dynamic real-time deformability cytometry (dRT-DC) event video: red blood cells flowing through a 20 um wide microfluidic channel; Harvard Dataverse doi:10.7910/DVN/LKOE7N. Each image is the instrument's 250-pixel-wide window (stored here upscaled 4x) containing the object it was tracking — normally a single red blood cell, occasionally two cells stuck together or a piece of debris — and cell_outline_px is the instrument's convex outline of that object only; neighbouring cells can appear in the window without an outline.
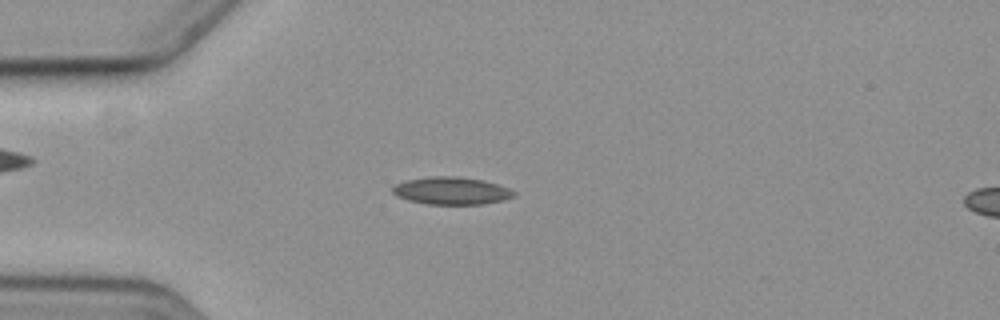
{"species": "common noctule bat (a hibernating species)", "species_latin": "Nyctalus noctula", "temperature_condition": "cold", "stored_images_in_passage": 7, "camera_frame_rate_fps": 3000, "um_per_image_px": 0.085, "animal": {"sex": "female", "body_mass_g": 19.3, "forearm_length_mm": 54.1}, "frame": {"image": 1, "passage_image": 3, "time_ms": 3.333, "image_size_px": [1000, 320], "cell_outline_px": [[516, 196], [504, 200], [484, 204], [428, 204], [408, 200], [396, 196], [392, 192], [392, 188], [396, 184], [408, 180], [428, 176], [456, 176], [480, 180], [496, 184], [508, 188], [516, 192]], "centroid_in_image_um": [38.37, 16.22], "position_along_channel_um": 46.6, "area_um2": 19.36}}
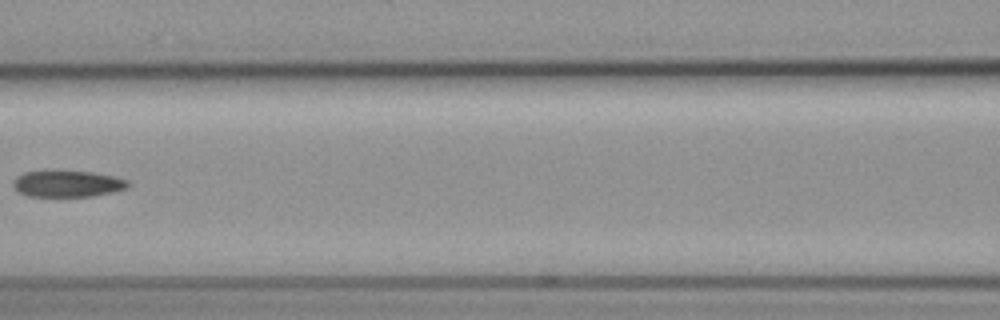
{"frame": {"image": 2, "passage_image": 6, "time_ms": 7.0, "image_size_px": [1000, 320], "cell_outline_px": [[132, 184], [128, 188], [112, 192], [92, 196], [28, 196], [12, 188], [12, 180], [16, 176], [24, 172], [44, 168], [48, 168], [92, 172], [112, 176], [128, 180]], "centroid_in_image_um": [5.67, 15.57], "position_along_channel_um": 160.9, "area_um2": 18.55}}
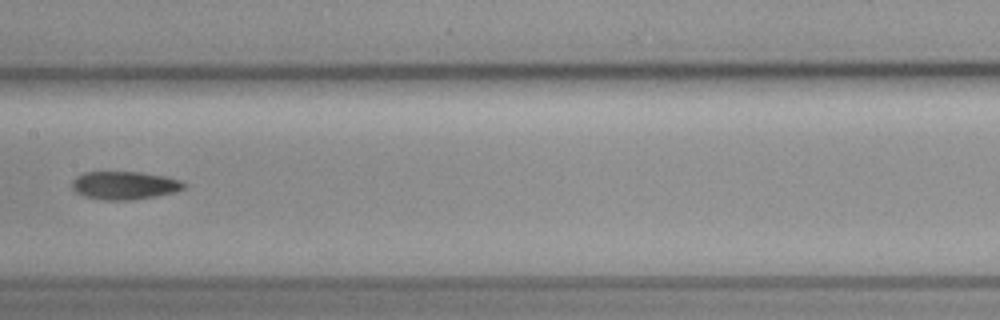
{"frame": {"image": 3, "passage_image": 7, "time_ms": 8.0, "image_size_px": [1000, 320], "cell_outline_px": [[188, 184], [184, 188], [176, 192], [156, 196], [128, 200], [104, 200], [84, 196], [76, 192], [72, 188], [72, 180], [76, 176], [84, 172], [140, 172], [164, 176], [180, 180]], "centroid_in_image_um": [10.59, 15.75], "position_along_channel_um": 196.8, "area_um2": 18.38}}